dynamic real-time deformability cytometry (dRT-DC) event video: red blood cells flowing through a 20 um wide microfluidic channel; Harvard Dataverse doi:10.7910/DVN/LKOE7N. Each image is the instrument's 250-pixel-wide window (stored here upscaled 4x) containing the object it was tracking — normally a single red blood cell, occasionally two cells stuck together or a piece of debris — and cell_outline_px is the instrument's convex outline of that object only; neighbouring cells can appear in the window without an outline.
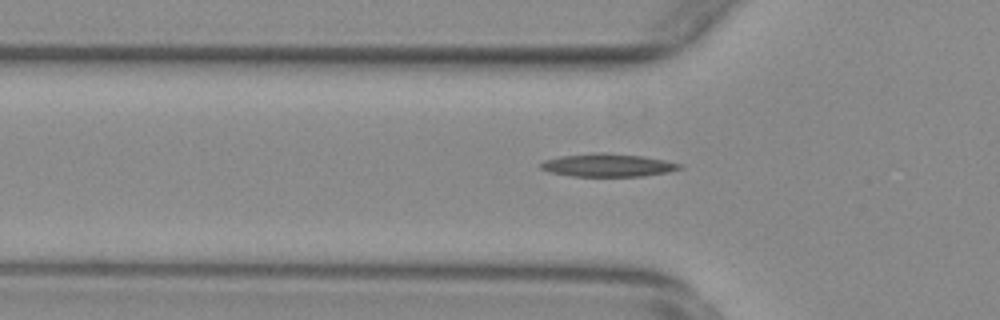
{"species": "common noctule bat (a hibernating species)", "species_latin": "Nyctalus noctula", "temperature_condition": "warm", "stored_images_in_passage": 52, "camera_frame_rate_fps": 3000, "um_per_image_px": 0.085, "animal": {"sex": "female", "body_mass_g": 29.2, "forearm_length_mm": 56.3}, "frame": {"image": 1, "passage_image": 18, "time_ms": 5.667, "image_size_px": [1000, 320], "cell_outline_px": [[680, 168], [668, 172], [644, 176], [572, 176], [548, 172], [540, 168], [540, 164], [544, 160], [560, 156], [600, 152], [604, 152], [640, 156], [664, 160], [680, 164]], "centroid_in_image_um": [51.6, 14.04], "position_along_channel_um": 74.2, "area_um2": 18.44}}
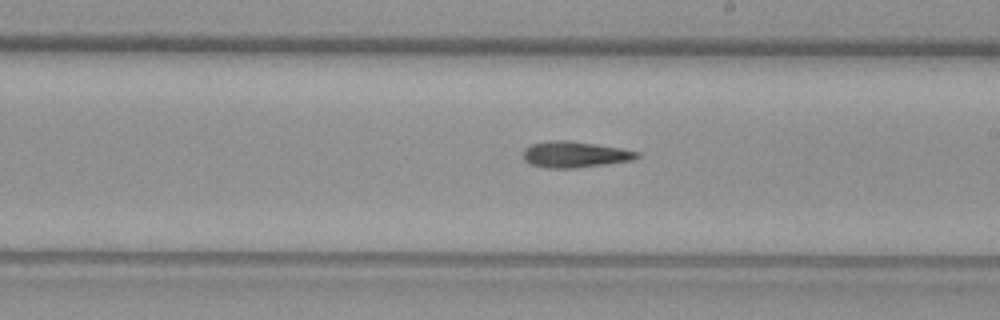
{"frame": {"image": 2, "passage_image": 31, "time_ms": 10.0, "image_size_px": [1000, 320], "cell_outline_px": [[640, 156], [632, 160], [608, 164], [576, 168], [544, 168], [528, 164], [524, 160], [524, 148], [532, 144], [548, 140], [568, 140], [596, 144], [620, 148], [640, 152]], "centroid_in_image_um": [48.84, 13.13], "position_along_channel_um": 240.2, "area_um2": 17.51}}
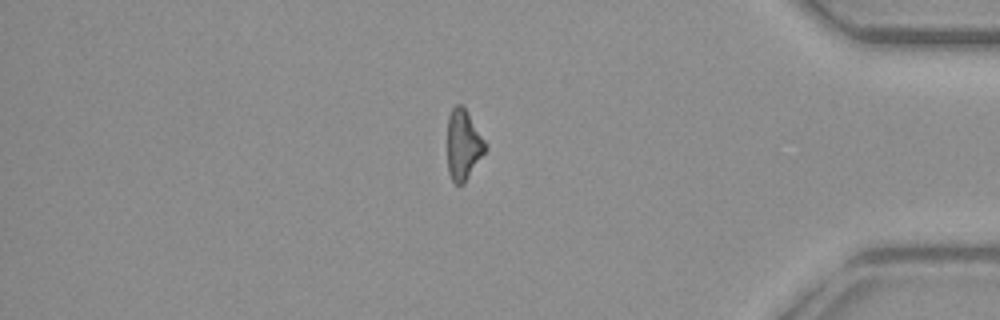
{"frame": {"image": 3, "passage_image": 46, "time_ms": 15.0, "image_size_px": [1000, 320], "cell_outline_px": [[484, 152], [464, 184], [456, 184], [452, 180], [448, 172], [448, 116], [452, 108], [456, 104], [460, 104], [464, 108], [484, 140]], "centroid_in_image_um": [39.34, 12.32], "position_along_channel_um": 395.9, "area_um2": 14.97}}